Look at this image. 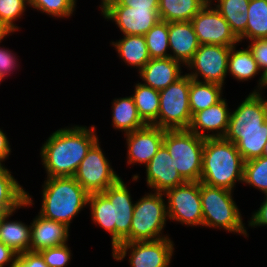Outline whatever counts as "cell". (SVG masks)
Segmentation results:
<instances>
[{"mask_svg":"<svg viewBox=\"0 0 267 267\" xmlns=\"http://www.w3.org/2000/svg\"><path fill=\"white\" fill-rule=\"evenodd\" d=\"M105 19L115 22L123 35H145L160 21L158 9L99 6Z\"/></svg>","mask_w":267,"mask_h":267,"instance_id":"cell-15","label":"cell"},{"mask_svg":"<svg viewBox=\"0 0 267 267\" xmlns=\"http://www.w3.org/2000/svg\"><path fill=\"white\" fill-rule=\"evenodd\" d=\"M131 96L142 121L146 125H153L159 113V91L138 82Z\"/></svg>","mask_w":267,"mask_h":267,"instance_id":"cell-30","label":"cell"},{"mask_svg":"<svg viewBox=\"0 0 267 267\" xmlns=\"http://www.w3.org/2000/svg\"><path fill=\"white\" fill-rule=\"evenodd\" d=\"M95 131L94 125H72L54 131L40 149L46 178L73 177L90 148L99 140Z\"/></svg>","mask_w":267,"mask_h":267,"instance_id":"cell-1","label":"cell"},{"mask_svg":"<svg viewBox=\"0 0 267 267\" xmlns=\"http://www.w3.org/2000/svg\"><path fill=\"white\" fill-rule=\"evenodd\" d=\"M204 140L188 129L165 130L163 145L185 181H200Z\"/></svg>","mask_w":267,"mask_h":267,"instance_id":"cell-6","label":"cell"},{"mask_svg":"<svg viewBox=\"0 0 267 267\" xmlns=\"http://www.w3.org/2000/svg\"><path fill=\"white\" fill-rule=\"evenodd\" d=\"M112 126L114 129L131 133L146 126L140 118L133 97L115 98L112 102Z\"/></svg>","mask_w":267,"mask_h":267,"instance_id":"cell-25","label":"cell"},{"mask_svg":"<svg viewBox=\"0 0 267 267\" xmlns=\"http://www.w3.org/2000/svg\"><path fill=\"white\" fill-rule=\"evenodd\" d=\"M191 80L184 74L176 82L159 91V113L153 126L166 130L188 129L192 119L189 104Z\"/></svg>","mask_w":267,"mask_h":267,"instance_id":"cell-8","label":"cell"},{"mask_svg":"<svg viewBox=\"0 0 267 267\" xmlns=\"http://www.w3.org/2000/svg\"><path fill=\"white\" fill-rule=\"evenodd\" d=\"M13 32H15V30L0 18V43H2L1 41L6 38V36L11 35Z\"/></svg>","mask_w":267,"mask_h":267,"instance_id":"cell-45","label":"cell"},{"mask_svg":"<svg viewBox=\"0 0 267 267\" xmlns=\"http://www.w3.org/2000/svg\"><path fill=\"white\" fill-rule=\"evenodd\" d=\"M39 214L70 227L78 213L88 206L89 193L74 177H49L42 185Z\"/></svg>","mask_w":267,"mask_h":267,"instance_id":"cell-4","label":"cell"},{"mask_svg":"<svg viewBox=\"0 0 267 267\" xmlns=\"http://www.w3.org/2000/svg\"><path fill=\"white\" fill-rule=\"evenodd\" d=\"M5 78L6 77L3 74L0 73V84H1V82H3L2 80L5 79Z\"/></svg>","mask_w":267,"mask_h":267,"instance_id":"cell-49","label":"cell"},{"mask_svg":"<svg viewBox=\"0 0 267 267\" xmlns=\"http://www.w3.org/2000/svg\"><path fill=\"white\" fill-rule=\"evenodd\" d=\"M202 0H159L158 13L161 21H191L205 6Z\"/></svg>","mask_w":267,"mask_h":267,"instance_id":"cell-26","label":"cell"},{"mask_svg":"<svg viewBox=\"0 0 267 267\" xmlns=\"http://www.w3.org/2000/svg\"><path fill=\"white\" fill-rule=\"evenodd\" d=\"M168 219L187 226H203L200 182L186 181L164 193Z\"/></svg>","mask_w":267,"mask_h":267,"instance_id":"cell-10","label":"cell"},{"mask_svg":"<svg viewBox=\"0 0 267 267\" xmlns=\"http://www.w3.org/2000/svg\"><path fill=\"white\" fill-rule=\"evenodd\" d=\"M236 46H232L227 64V73L233 76L237 81H248L259 75L260 69L256 63L249 48L236 50Z\"/></svg>","mask_w":267,"mask_h":267,"instance_id":"cell-28","label":"cell"},{"mask_svg":"<svg viewBox=\"0 0 267 267\" xmlns=\"http://www.w3.org/2000/svg\"><path fill=\"white\" fill-rule=\"evenodd\" d=\"M248 226H251V228L267 226V194H265L264 201L260 207L253 212L252 217L248 221Z\"/></svg>","mask_w":267,"mask_h":267,"instance_id":"cell-42","label":"cell"},{"mask_svg":"<svg viewBox=\"0 0 267 267\" xmlns=\"http://www.w3.org/2000/svg\"><path fill=\"white\" fill-rule=\"evenodd\" d=\"M205 4H213L214 0H202Z\"/></svg>","mask_w":267,"mask_h":267,"instance_id":"cell-47","label":"cell"},{"mask_svg":"<svg viewBox=\"0 0 267 267\" xmlns=\"http://www.w3.org/2000/svg\"><path fill=\"white\" fill-rule=\"evenodd\" d=\"M247 12L246 32L239 41L267 38V0H250Z\"/></svg>","mask_w":267,"mask_h":267,"instance_id":"cell-31","label":"cell"},{"mask_svg":"<svg viewBox=\"0 0 267 267\" xmlns=\"http://www.w3.org/2000/svg\"><path fill=\"white\" fill-rule=\"evenodd\" d=\"M111 42L121 60L131 68L140 71L151 59L144 35H123L122 39Z\"/></svg>","mask_w":267,"mask_h":267,"instance_id":"cell-24","label":"cell"},{"mask_svg":"<svg viewBox=\"0 0 267 267\" xmlns=\"http://www.w3.org/2000/svg\"><path fill=\"white\" fill-rule=\"evenodd\" d=\"M223 86L216 83L190 81L189 104L193 115L215 105L222 99Z\"/></svg>","mask_w":267,"mask_h":267,"instance_id":"cell-27","label":"cell"},{"mask_svg":"<svg viewBox=\"0 0 267 267\" xmlns=\"http://www.w3.org/2000/svg\"><path fill=\"white\" fill-rule=\"evenodd\" d=\"M201 44L235 46L240 41L220 12L206 4L190 21Z\"/></svg>","mask_w":267,"mask_h":267,"instance_id":"cell-14","label":"cell"},{"mask_svg":"<svg viewBox=\"0 0 267 267\" xmlns=\"http://www.w3.org/2000/svg\"><path fill=\"white\" fill-rule=\"evenodd\" d=\"M11 148L8 137L4 133V131L0 128V164L8 159L9 155H11Z\"/></svg>","mask_w":267,"mask_h":267,"instance_id":"cell-44","label":"cell"},{"mask_svg":"<svg viewBox=\"0 0 267 267\" xmlns=\"http://www.w3.org/2000/svg\"><path fill=\"white\" fill-rule=\"evenodd\" d=\"M164 193L151 192L135 201L130 227V242L152 241L169 237L163 235L168 220Z\"/></svg>","mask_w":267,"mask_h":267,"instance_id":"cell-7","label":"cell"},{"mask_svg":"<svg viewBox=\"0 0 267 267\" xmlns=\"http://www.w3.org/2000/svg\"><path fill=\"white\" fill-rule=\"evenodd\" d=\"M148 53L151 59L170 57L168 22L159 21L145 35Z\"/></svg>","mask_w":267,"mask_h":267,"instance_id":"cell-33","label":"cell"},{"mask_svg":"<svg viewBox=\"0 0 267 267\" xmlns=\"http://www.w3.org/2000/svg\"><path fill=\"white\" fill-rule=\"evenodd\" d=\"M226 100L222 98L215 105L194 113L188 130L202 138H223L227 132L231 114ZM205 131H212V134H206Z\"/></svg>","mask_w":267,"mask_h":267,"instance_id":"cell-18","label":"cell"},{"mask_svg":"<svg viewBox=\"0 0 267 267\" xmlns=\"http://www.w3.org/2000/svg\"><path fill=\"white\" fill-rule=\"evenodd\" d=\"M267 141V131L240 132L233 141L244 161L262 156Z\"/></svg>","mask_w":267,"mask_h":267,"instance_id":"cell-32","label":"cell"},{"mask_svg":"<svg viewBox=\"0 0 267 267\" xmlns=\"http://www.w3.org/2000/svg\"><path fill=\"white\" fill-rule=\"evenodd\" d=\"M163 128L146 125L145 127L125 134L127 144V164L146 166L163 144Z\"/></svg>","mask_w":267,"mask_h":267,"instance_id":"cell-16","label":"cell"},{"mask_svg":"<svg viewBox=\"0 0 267 267\" xmlns=\"http://www.w3.org/2000/svg\"><path fill=\"white\" fill-rule=\"evenodd\" d=\"M6 213L0 208V220Z\"/></svg>","mask_w":267,"mask_h":267,"instance_id":"cell-48","label":"cell"},{"mask_svg":"<svg viewBox=\"0 0 267 267\" xmlns=\"http://www.w3.org/2000/svg\"><path fill=\"white\" fill-rule=\"evenodd\" d=\"M244 163L235 143L205 138L199 182L233 191L236 182L243 184Z\"/></svg>","mask_w":267,"mask_h":267,"instance_id":"cell-3","label":"cell"},{"mask_svg":"<svg viewBox=\"0 0 267 267\" xmlns=\"http://www.w3.org/2000/svg\"><path fill=\"white\" fill-rule=\"evenodd\" d=\"M249 42L250 44L247 47L251 51L259 69L262 71L254 92H261L262 89L267 88V38L250 40Z\"/></svg>","mask_w":267,"mask_h":267,"instance_id":"cell-36","label":"cell"},{"mask_svg":"<svg viewBox=\"0 0 267 267\" xmlns=\"http://www.w3.org/2000/svg\"><path fill=\"white\" fill-rule=\"evenodd\" d=\"M31 225V252L63 245L68 242L69 228L66 224L38 215Z\"/></svg>","mask_w":267,"mask_h":267,"instance_id":"cell-19","label":"cell"},{"mask_svg":"<svg viewBox=\"0 0 267 267\" xmlns=\"http://www.w3.org/2000/svg\"><path fill=\"white\" fill-rule=\"evenodd\" d=\"M181 66L184 65L171 57L154 58L150 59L138 72L144 85L161 91L184 75Z\"/></svg>","mask_w":267,"mask_h":267,"instance_id":"cell-20","label":"cell"},{"mask_svg":"<svg viewBox=\"0 0 267 267\" xmlns=\"http://www.w3.org/2000/svg\"><path fill=\"white\" fill-rule=\"evenodd\" d=\"M13 51L9 50V48L5 49L0 47V73L3 74L5 77L11 75V72L18 68V58Z\"/></svg>","mask_w":267,"mask_h":267,"instance_id":"cell-41","label":"cell"},{"mask_svg":"<svg viewBox=\"0 0 267 267\" xmlns=\"http://www.w3.org/2000/svg\"><path fill=\"white\" fill-rule=\"evenodd\" d=\"M243 183L267 194V158L258 157L244 163Z\"/></svg>","mask_w":267,"mask_h":267,"instance_id":"cell-34","label":"cell"},{"mask_svg":"<svg viewBox=\"0 0 267 267\" xmlns=\"http://www.w3.org/2000/svg\"><path fill=\"white\" fill-rule=\"evenodd\" d=\"M170 57L184 66L192 59L200 46L190 21L168 22Z\"/></svg>","mask_w":267,"mask_h":267,"instance_id":"cell-21","label":"cell"},{"mask_svg":"<svg viewBox=\"0 0 267 267\" xmlns=\"http://www.w3.org/2000/svg\"><path fill=\"white\" fill-rule=\"evenodd\" d=\"M233 191L200 182L203 226L224 229L248 237L241 212L233 199Z\"/></svg>","mask_w":267,"mask_h":267,"instance_id":"cell-5","label":"cell"},{"mask_svg":"<svg viewBox=\"0 0 267 267\" xmlns=\"http://www.w3.org/2000/svg\"><path fill=\"white\" fill-rule=\"evenodd\" d=\"M88 205L93 222L111 235L112 249L119 243L130 242L135 203L122 178L103 193L89 194Z\"/></svg>","mask_w":267,"mask_h":267,"instance_id":"cell-2","label":"cell"},{"mask_svg":"<svg viewBox=\"0 0 267 267\" xmlns=\"http://www.w3.org/2000/svg\"><path fill=\"white\" fill-rule=\"evenodd\" d=\"M262 156L267 158V141H266V144L264 145Z\"/></svg>","mask_w":267,"mask_h":267,"instance_id":"cell-46","label":"cell"},{"mask_svg":"<svg viewBox=\"0 0 267 267\" xmlns=\"http://www.w3.org/2000/svg\"><path fill=\"white\" fill-rule=\"evenodd\" d=\"M100 6H128L135 9H158L159 0H101Z\"/></svg>","mask_w":267,"mask_h":267,"instance_id":"cell-39","label":"cell"},{"mask_svg":"<svg viewBox=\"0 0 267 267\" xmlns=\"http://www.w3.org/2000/svg\"><path fill=\"white\" fill-rule=\"evenodd\" d=\"M174 249L170 237L152 241L123 242L112 249V257L116 261H123L130 253L127 256L131 267H169Z\"/></svg>","mask_w":267,"mask_h":267,"instance_id":"cell-9","label":"cell"},{"mask_svg":"<svg viewBox=\"0 0 267 267\" xmlns=\"http://www.w3.org/2000/svg\"><path fill=\"white\" fill-rule=\"evenodd\" d=\"M262 93H249L237 109L231 111L225 140L233 142L240 132L267 131V99Z\"/></svg>","mask_w":267,"mask_h":267,"instance_id":"cell-13","label":"cell"},{"mask_svg":"<svg viewBox=\"0 0 267 267\" xmlns=\"http://www.w3.org/2000/svg\"><path fill=\"white\" fill-rule=\"evenodd\" d=\"M27 6H29L27 0H0V18L15 31H19L20 28L15 21L21 19Z\"/></svg>","mask_w":267,"mask_h":267,"instance_id":"cell-37","label":"cell"},{"mask_svg":"<svg viewBox=\"0 0 267 267\" xmlns=\"http://www.w3.org/2000/svg\"><path fill=\"white\" fill-rule=\"evenodd\" d=\"M230 50L231 46L201 44L185 66L187 70L193 71L186 74L195 81L216 83L223 86L227 76Z\"/></svg>","mask_w":267,"mask_h":267,"instance_id":"cell-12","label":"cell"},{"mask_svg":"<svg viewBox=\"0 0 267 267\" xmlns=\"http://www.w3.org/2000/svg\"><path fill=\"white\" fill-rule=\"evenodd\" d=\"M77 0H30L29 7L52 17L69 18L73 15Z\"/></svg>","mask_w":267,"mask_h":267,"instance_id":"cell-35","label":"cell"},{"mask_svg":"<svg viewBox=\"0 0 267 267\" xmlns=\"http://www.w3.org/2000/svg\"><path fill=\"white\" fill-rule=\"evenodd\" d=\"M145 168L147 186L154 192L165 193L186 182L178 173L175 161L163 144Z\"/></svg>","mask_w":267,"mask_h":267,"instance_id":"cell-17","label":"cell"},{"mask_svg":"<svg viewBox=\"0 0 267 267\" xmlns=\"http://www.w3.org/2000/svg\"><path fill=\"white\" fill-rule=\"evenodd\" d=\"M17 254L0 241V267H13Z\"/></svg>","mask_w":267,"mask_h":267,"instance_id":"cell-43","label":"cell"},{"mask_svg":"<svg viewBox=\"0 0 267 267\" xmlns=\"http://www.w3.org/2000/svg\"><path fill=\"white\" fill-rule=\"evenodd\" d=\"M14 212L6 213L0 220V241L17 255L30 251L31 225L9 220Z\"/></svg>","mask_w":267,"mask_h":267,"instance_id":"cell-23","label":"cell"},{"mask_svg":"<svg viewBox=\"0 0 267 267\" xmlns=\"http://www.w3.org/2000/svg\"><path fill=\"white\" fill-rule=\"evenodd\" d=\"M34 205L32 197L14 178L5 164H0V208L5 213Z\"/></svg>","mask_w":267,"mask_h":267,"instance_id":"cell-22","label":"cell"},{"mask_svg":"<svg viewBox=\"0 0 267 267\" xmlns=\"http://www.w3.org/2000/svg\"><path fill=\"white\" fill-rule=\"evenodd\" d=\"M99 140L90 148L77 168L74 178L89 193H103L121 177L113 170Z\"/></svg>","mask_w":267,"mask_h":267,"instance_id":"cell-11","label":"cell"},{"mask_svg":"<svg viewBox=\"0 0 267 267\" xmlns=\"http://www.w3.org/2000/svg\"><path fill=\"white\" fill-rule=\"evenodd\" d=\"M214 7L229 23L231 30L240 38L245 32L248 21V7L250 0H215Z\"/></svg>","mask_w":267,"mask_h":267,"instance_id":"cell-29","label":"cell"},{"mask_svg":"<svg viewBox=\"0 0 267 267\" xmlns=\"http://www.w3.org/2000/svg\"><path fill=\"white\" fill-rule=\"evenodd\" d=\"M13 267H48L39 252H24L17 255Z\"/></svg>","mask_w":267,"mask_h":267,"instance_id":"cell-40","label":"cell"},{"mask_svg":"<svg viewBox=\"0 0 267 267\" xmlns=\"http://www.w3.org/2000/svg\"><path fill=\"white\" fill-rule=\"evenodd\" d=\"M48 267H66L71 261V249L67 243L39 252Z\"/></svg>","mask_w":267,"mask_h":267,"instance_id":"cell-38","label":"cell"}]
</instances>
